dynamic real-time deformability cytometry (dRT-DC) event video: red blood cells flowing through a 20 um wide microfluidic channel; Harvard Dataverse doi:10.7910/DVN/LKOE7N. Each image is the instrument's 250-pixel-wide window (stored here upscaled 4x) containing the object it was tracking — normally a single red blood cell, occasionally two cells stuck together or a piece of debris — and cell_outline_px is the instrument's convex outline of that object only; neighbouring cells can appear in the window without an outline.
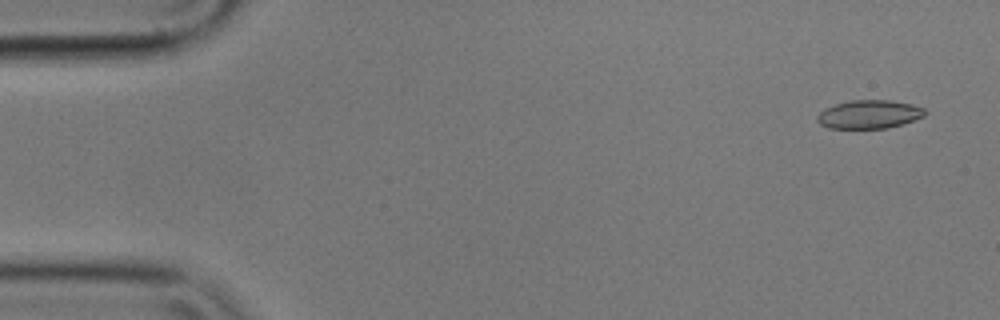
{"species": "common noctule bat (a hibernating species)", "species_latin": "Nyctalus noctula", "temperature_condition": "cold", "stored_images_in_passage": 7, "camera_frame_rate_fps": 3000, "um_per_image_px": 0.085, "animal": {"sex": "male", "body_mass_g": 17.9}, "frame": {"image": 1, "passage_image": 1, "time_ms": 0.0, "image_size_px": [1000, 320], "cell_outline_px": [[928, 112], [924, 116], [888, 128], [828, 128], [820, 124], [816, 120], [816, 116], [824, 108], [836, 104], [852, 100], [892, 100], [912, 104], [924, 108]], "centroid_in_image_um": [73.87, 9.71], "position_along_channel_um": 11.1, "area_um2": 17.86}}
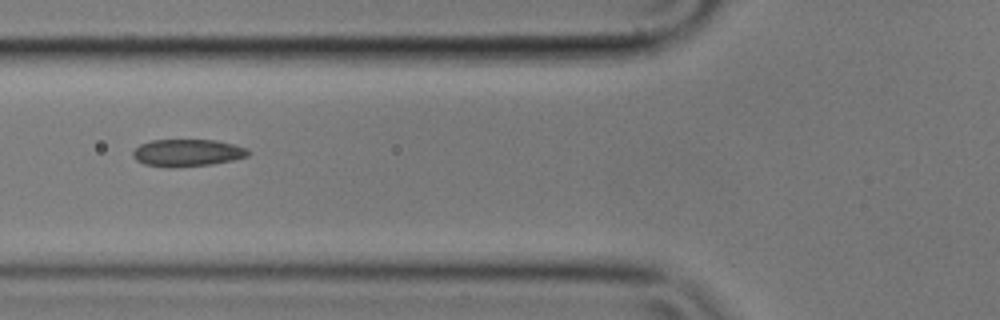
{"frame": {"image": 2, "passage_image": 6, "time_ms": 1.667, "image_size_px": [1000, 320], "cell_outline_px": [[252, 152], [248, 156], [232, 160], [212, 164], [172, 168], [168, 168], [144, 164], [136, 160], [132, 156], [132, 152], [140, 144], [152, 140], [216, 140], [248, 148]], "centroid_in_image_um": [15.92, 12.99], "position_along_channel_um": 109.9, "area_um2": 18.44}}
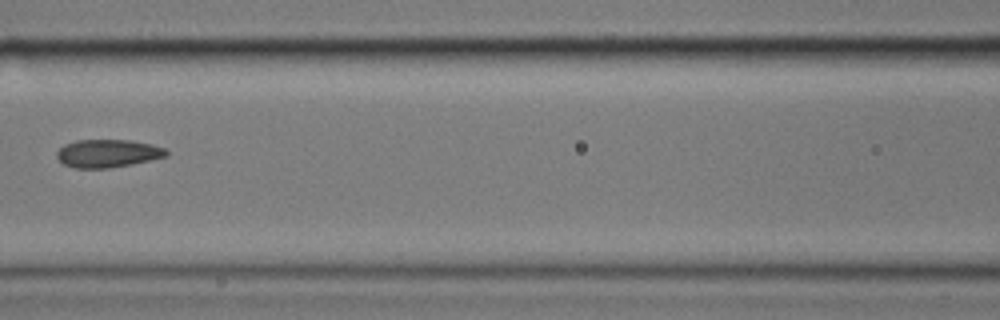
{"frame": {"image": 3, "passage_image": 7, "time_ms": 2.0, "image_size_px": [1000, 320], "cell_outline_px": [[168, 156], [132, 164], [108, 168], [76, 168], [64, 164], [56, 156], [56, 152], [64, 144], [76, 140], [132, 140], [152, 144], [164, 148], [168, 152]], "centroid_in_image_um": [9.16, 13.03], "position_along_channel_um": 157.4, "area_um2": 17.86}}